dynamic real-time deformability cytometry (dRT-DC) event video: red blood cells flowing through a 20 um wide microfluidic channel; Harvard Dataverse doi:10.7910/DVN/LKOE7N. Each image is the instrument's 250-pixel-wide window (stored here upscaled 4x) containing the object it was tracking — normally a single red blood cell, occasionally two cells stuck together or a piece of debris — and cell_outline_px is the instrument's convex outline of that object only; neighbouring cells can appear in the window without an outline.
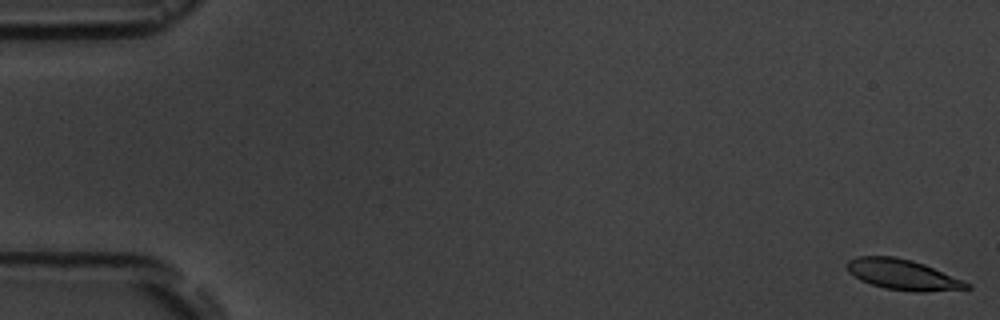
{"species": "common noctule bat (a hibernating species)", "species_latin": "Nyctalus noctula", "temperature_condition": "room temperature", "stored_images_in_passage": 58, "camera_frame_rate_fps": 3000, "um_per_image_px": 0.085, "animal": {"sex": "male", "body_mass_g": 19.5, "forearm_length_mm": 54.6}, "frame": {"image": 1, "passage_image": 1, "time_ms": 0.0, "image_size_px": [1000, 320], "cell_outline_px": [[972, 288], [924, 292], [916, 292], [884, 288], [860, 280], [848, 272], [848, 260], [856, 256], [892, 256], [912, 260], [924, 264], [972, 284]], "centroid_in_image_um": [76.74, 23.34], "position_along_channel_um": 8.3, "area_um2": 21.15}}
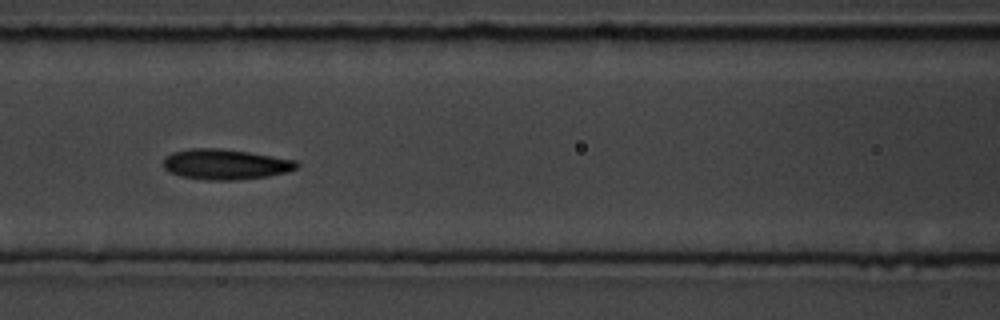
{"frame": {"image": 2, "passage_image": 25, "time_ms": 8.0, "image_size_px": [1000, 320], "cell_outline_px": [[300, 164], [296, 168], [288, 172], [268, 176], [236, 180], [208, 180], [180, 176], [168, 172], [164, 168], [164, 156], [172, 152], [192, 148], [220, 148], [248, 152], [296, 160]], "centroid_in_image_um": [19.14, 13.96], "position_along_channel_um": 147.5, "area_um2": 23.7}}
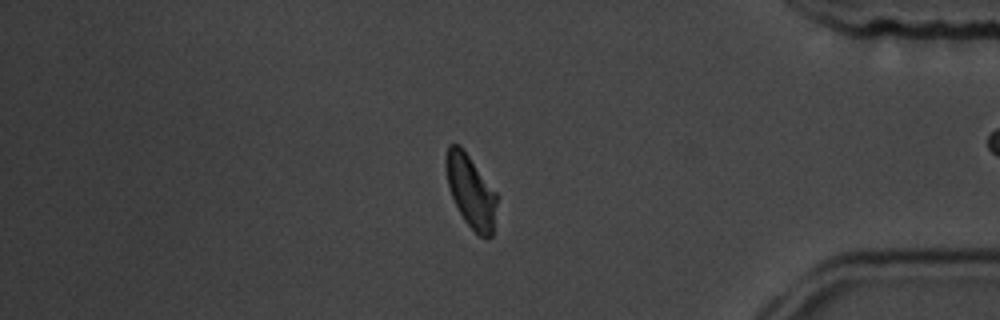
{"frame": {"image": 3, "passage_image": 48, "time_ms": 15.667, "image_size_px": [1000, 320], "cell_outline_px": [[496, 204], [492, 236], [480, 236], [464, 220], [452, 196], [448, 184], [444, 164], [444, 160], [448, 144], [460, 144], [464, 148], [496, 192]], "centroid_in_image_um": [39.99, 16.17], "position_along_channel_um": 395.2, "area_um2": 21.33}, "authors_computed_cell_mechanics": {"area_um2": 22.253, "velocity_mm_per_s": 3.6126, "shape_relaxation_time_tau1_ms": 3.3518, "shape_relaxation_time_tau2_ms": 2.4833, "deformation_change_tau1": 0.1209, "deformation_change_tau2": 0.0883}}